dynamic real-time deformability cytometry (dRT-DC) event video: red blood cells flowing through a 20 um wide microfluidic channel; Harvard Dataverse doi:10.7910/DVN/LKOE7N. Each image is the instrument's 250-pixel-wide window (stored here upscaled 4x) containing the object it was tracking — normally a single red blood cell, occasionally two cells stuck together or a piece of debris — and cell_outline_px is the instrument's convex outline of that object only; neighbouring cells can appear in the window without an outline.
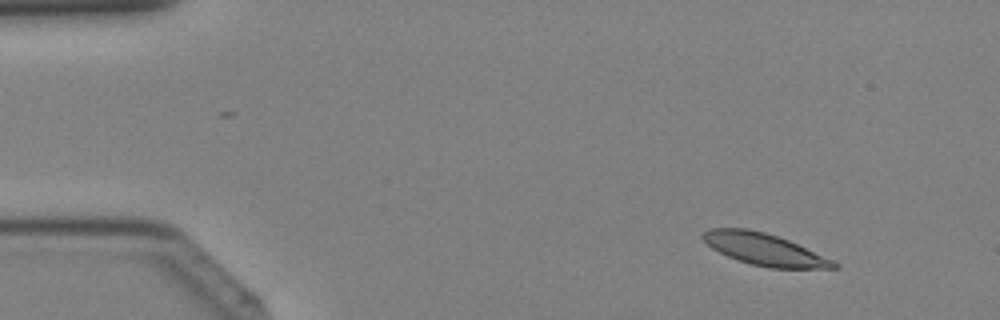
{"species": "Egyptian fruit bat (a non-hibernating species)", "species_latin": "Rousettus aegyptiacus", "temperature_condition": "cold", "stored_images_in_passage": 42, "segment_of_instrument_passage": [1, 2], "camera_frame_rate_fps": 3000, "um_per_image_px": 0.085, "animal": {"sex": "female"}, "frame": {"image": 1, "passage_image": 5, "time_ms": 1.333, "image_size_px": [1000, 320], "cell_outline_px": [[840, 268], [768, 268], [752, 264], [728, 256], [712, 248], [700, 236], [708, 228], [748, 228], [764, 232], [788, 240], [832, 260], [840, 264]], "centroid_in_image_um": [64.95, 21.19], "position_along_channel_um": 20.0, "area_um2": 23.93}}
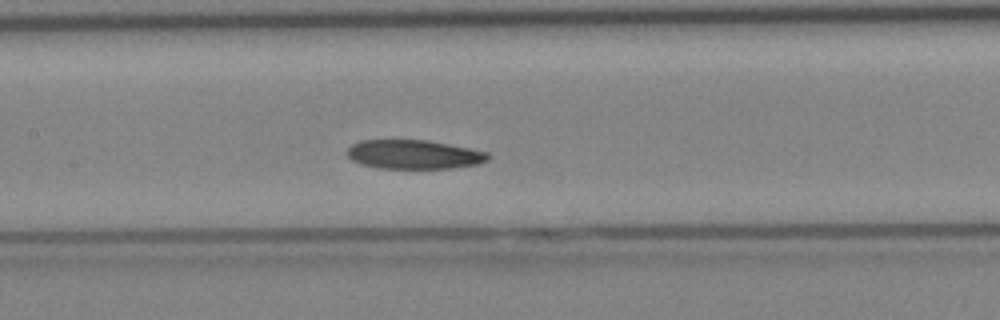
{"frame": {"image": 2, "passage_image": 20, "time_ms": 6.333, "image_size_px": [1000, 320], "cell_outline_px": [[488, 160], [476, 164], [452, 168], [380, 168], [360, 164], [352, 160], [348, 156], [348, 148], [352, 144], [360, 140], [428, 140], [488, 152]], "centroid_in_image_um": [35.15, 13.12], "position_along_channel_um": 172.3, "area_um2": 23.64}}
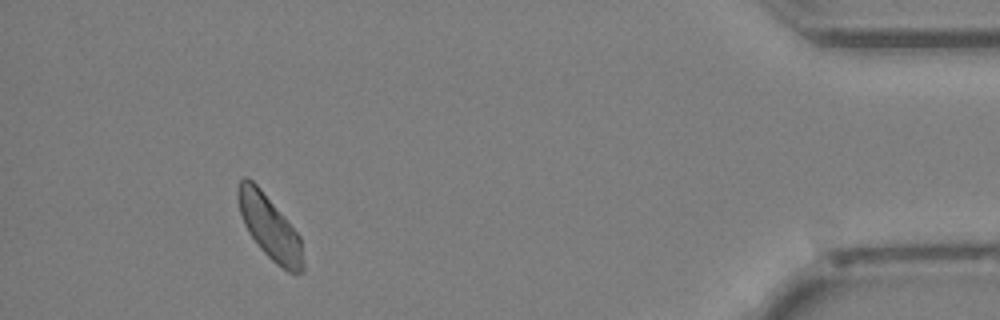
{"frame": {"image": 3, "passage_image": 38, "time_ms": 12.333, "image_size_px": [1000, 320], "cell_outline_px": [[304, 272], [288, 272], [276, 264], [260, 248], [248, 232], [244, 224], [240, 212], [236, 196], [236, 188], [240, 180], [244, 176], [248, 176], [260, 188], [284, 216], [300, 236], [304, 264]], "centroid_in_image_um": [22.9, 19.29], "position_along_channel_um": 412.3, "area_um2": 24.16}}